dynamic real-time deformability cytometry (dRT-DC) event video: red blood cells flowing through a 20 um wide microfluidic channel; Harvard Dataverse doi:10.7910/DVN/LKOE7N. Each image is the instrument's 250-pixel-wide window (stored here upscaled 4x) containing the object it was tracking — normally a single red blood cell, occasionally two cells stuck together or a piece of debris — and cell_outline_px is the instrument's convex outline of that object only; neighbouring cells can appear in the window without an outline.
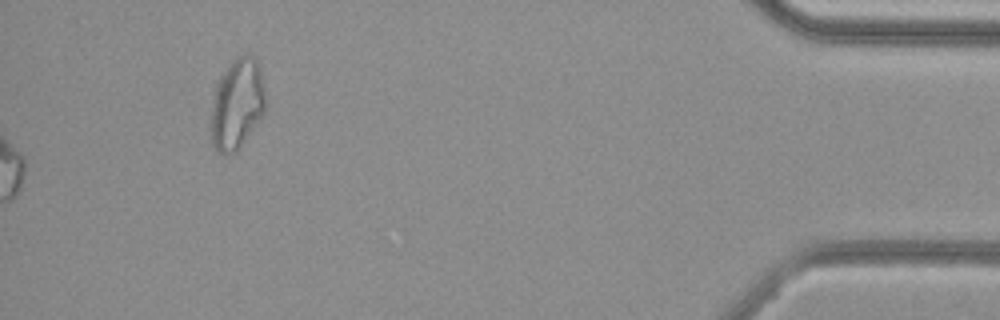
{"species": "common noctule bat (a hibernating species)", "species_latin": "Nyctalus noctula", "temperature_condition": "cold", "stored_images_in_passage": 50, "segment_of_instrument_passage": [2, 2], "camera_frame_rate_fps": 3000, "um_per_image_px": 0.085, "animal": {"sex": "female", "body_mass_g": 29.2, "forearm_length_mm": 56.3}, "frame": {"image": 1, "passage_image": 50, "time_ms": 16.333, "image_size_px": [1000, 320], "cell_outline_px": [[268, 104], [264, 112], [240, 144], [232, 152], [224, 156], [216, 152], [212, 144], [208, 120], [212, 92], [220, 76], [232, 60], [236, 56], [256, 56], [260, 68]], "centroid_in_image_um": [20.09, 8.82], "position_along_channel_um": 415.1, "area_um2": 29.42}}